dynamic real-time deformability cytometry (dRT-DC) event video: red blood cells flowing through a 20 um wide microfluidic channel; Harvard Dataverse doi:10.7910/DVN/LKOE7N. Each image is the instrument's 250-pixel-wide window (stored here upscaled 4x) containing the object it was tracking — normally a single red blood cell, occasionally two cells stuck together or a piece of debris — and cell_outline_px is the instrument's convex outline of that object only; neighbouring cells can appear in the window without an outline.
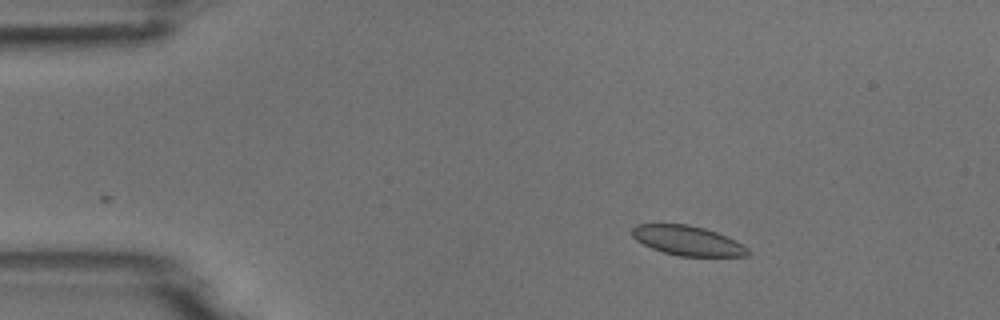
{"species": "common noctule bat (a hibernating species)", "species_latin": "Nyctalus noctula", "temperature_condition": "room temperature", "stored_images_in_passage": 5, "camera_frame_rate_fps": 3000, "um_per_image_px": 0.085, "animal": {"sex": "male", "body_mass_g": 18.8}, "frame": {"image": 1, "passage_image": 3, "time_ms": 2.333, "image_size_px": [1000, 320], "cell_outline_px": [[752, 252], [748, 256], [680, 256], [664, 252], [652, 248], [636, 240], [632, 236], [632, 228], [636, 224], [688, 224], [704, 228], [716, 232], [736, 240], [748, 248]], "centroid_in_image_um": [58.47, 20.45], "position_along_channel_um": 26.5, "area_um2": 20.0}}